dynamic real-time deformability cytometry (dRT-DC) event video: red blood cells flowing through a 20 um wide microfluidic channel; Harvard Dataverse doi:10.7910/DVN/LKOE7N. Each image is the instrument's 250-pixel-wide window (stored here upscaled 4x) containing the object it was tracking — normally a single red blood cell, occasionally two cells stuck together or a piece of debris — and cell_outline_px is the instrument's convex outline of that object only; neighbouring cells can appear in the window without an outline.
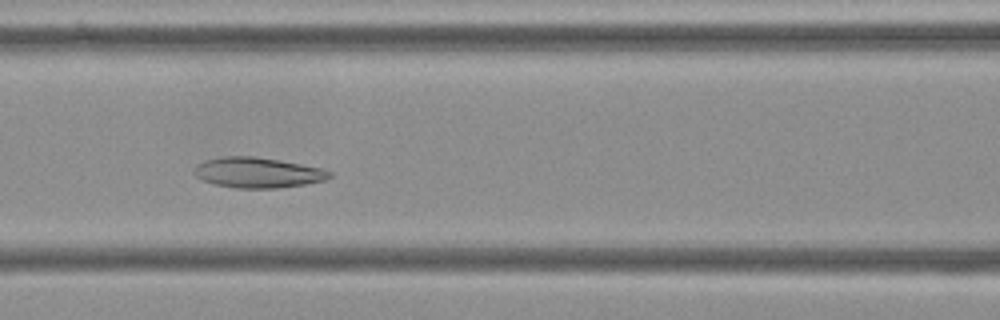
{"species": "Egyptian fruit bat (a non-hibernating species)", "species_latin": "Rousettus aegyptiacus", "temperature_condition": "cold", "stored_images_in_passage": 54, "camera_frame_rate_fps": 3000, "um_per_image_px": 0.085, "frame": {"image": 1, "passage_image": 22, "time_ms": 7.0, "image_size_px": [1000, 320], "cell_outline_px": [[332, 176], [328, 180], [280, 188], [236, 188], [216, 184], [200, 180], [192, 172], [196, 164], [204, 160], [224, 156], [256, 156], [324, 168], [332, 172]], "centroid_in_image_um": [21.91, 14.67], "position_along_channel_um": 144.7, "area_um2": 24.28}}
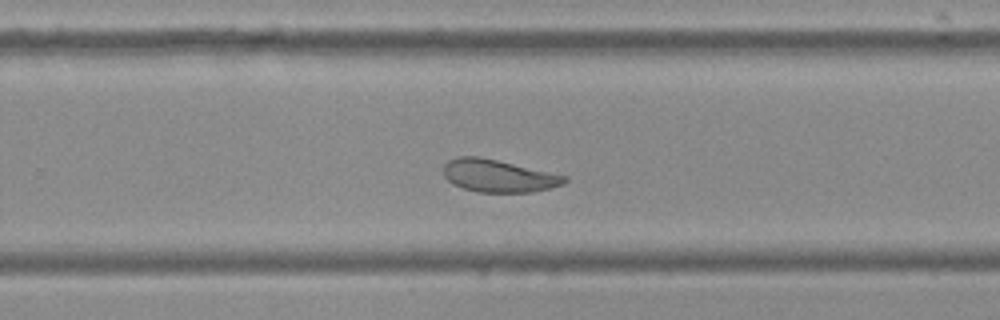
{"frame": {"image": 2, "passage_image": 34, "time_ms": 11.0, "image_size_px": [1000, 320], "cell_outline_px": [[568, 180], [564, 184], [552, 188], [532, 192], [480, 192], [464, 188], [452, 184], [444, 176], [444, 164], [448, 160], [460, 156], [480, 156], [568, 176]], "centroid_in_image_um": [42.38, 14.94], "position_along_channel_um": 287.4, "area_um2": 23.0}}
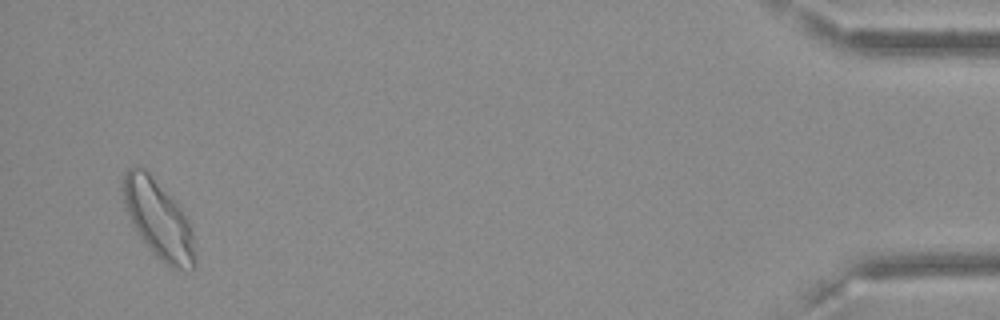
{"frame": {"image": 3, "passage_image": 52, "time_ms": 17.0, "image_size_px": [1000, 320], "cell_outline_px": [[196, 268], [192, 272], [188, 272], [172, 268], [164, 264], [156, 256], [136, 232], [124, 208], [120, 188], [120, 184], [124, 172], [132, 164], [140, 164], [172, 196], [188, 220], [192, 232], [196, 256]], "centroid_in_image_um": [13.43, 18.63], "position_along_channel_um": 421.8, "area_um2": 33.76}, "authors_computed_cell_mechanics": {"area_um2": 26.877, "velocity_mm_per_s": 3.5777, "shape_relaxation_time_tau1_ms": null, "shape_relaxation_time_tau2_ms": 2.8464, "deformation_change_tau1": null, "deformation_change_tau2": 0.0902}}